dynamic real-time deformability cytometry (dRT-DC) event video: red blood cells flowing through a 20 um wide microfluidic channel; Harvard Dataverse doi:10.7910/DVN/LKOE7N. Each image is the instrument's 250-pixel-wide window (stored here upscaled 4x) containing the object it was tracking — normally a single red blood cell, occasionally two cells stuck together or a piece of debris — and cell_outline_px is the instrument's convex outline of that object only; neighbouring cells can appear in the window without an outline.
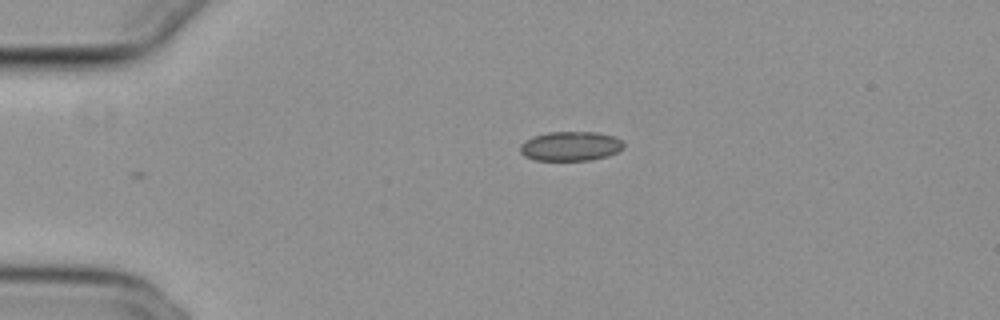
{"species": "common noctule bat (a hibernating species)", "species_latin": "Nyctalus noctula", "temperature_condition": "cold", "stored_images_in_passage": 37, "camera_frame_rate_fps": 3000, "um_per_image_px": 0.085, "animal": {"sex": "female", "body_mass_g": 29.2, "forearm_length_mm": 56.3}, "frame": {"image": 1, "passage_image": 1, "time_ms": 0.0, "image_size_px": [1000, 320], "cell_outline_px": [[624, 148], [608, 156], [592, 160], [536, 160], [524, 156], [520, 152], [520, 144], [524, 140], [532, 136], [548, 132], [596, 132], [616, 136], [624, 140]], "centroid_in_image_um": [48.51, 12.41], "position_along_channel_um": 36.5, "area_um2": 18.03}}
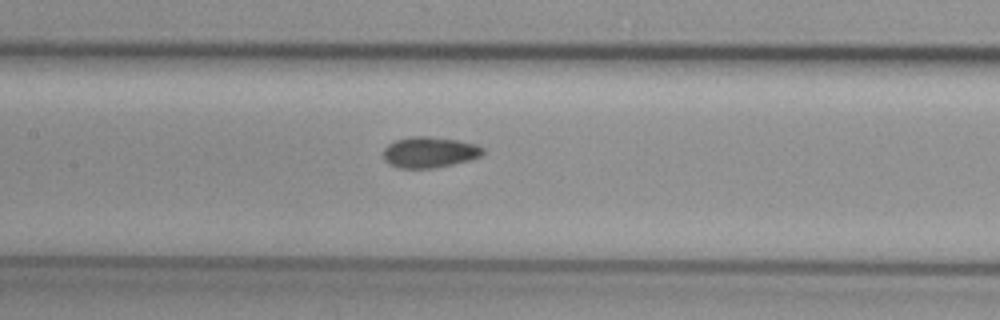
{"frame": {"image": 2, "passage_image": 15, "time_ms": 4.667, "image_size_px": [1000, 320], "cell_outline_px": [[484, 152], [480, 156], [468, 160], [436, 168], [400, 168], [388, 164], [384, 160], [384, 148], [388, 144], [396, 140], [412, 136], [428, 136], [456, 140], [476, 144], [484, 148]], "centroid_in_image_um": [36.49, 12.94], "position_along_channel_um": 170.9, "area_um2": 17.86}}
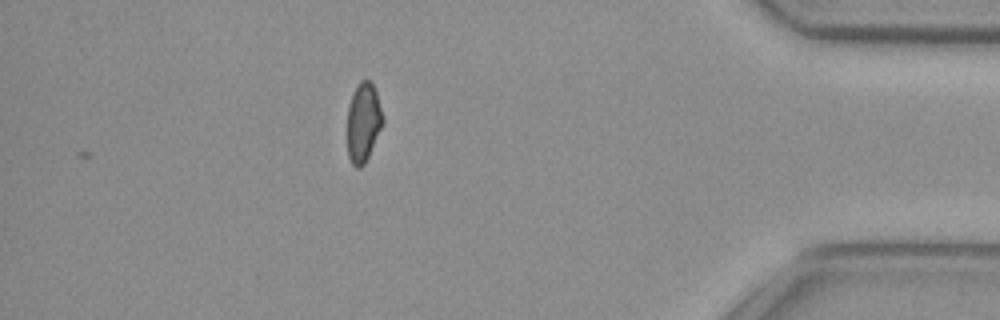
{"frame": {"image": 3, "passage_image": 37, "time_ms": 12.0, "image_size_px": [1000, 320], "cell_outline_px": [[384, 120], [368, 156], [364, 164], [360, 168], [356, 168], [352, 164], [348, 156], [348, 104], [352, 92], [356, 84], [360, 80], [368, 80], [372, 84], [376, 92]], "centroid_in_image_um": [30.86, 10.37], "position_along_channel_um": 404.3, "area_um2": 16.24}}